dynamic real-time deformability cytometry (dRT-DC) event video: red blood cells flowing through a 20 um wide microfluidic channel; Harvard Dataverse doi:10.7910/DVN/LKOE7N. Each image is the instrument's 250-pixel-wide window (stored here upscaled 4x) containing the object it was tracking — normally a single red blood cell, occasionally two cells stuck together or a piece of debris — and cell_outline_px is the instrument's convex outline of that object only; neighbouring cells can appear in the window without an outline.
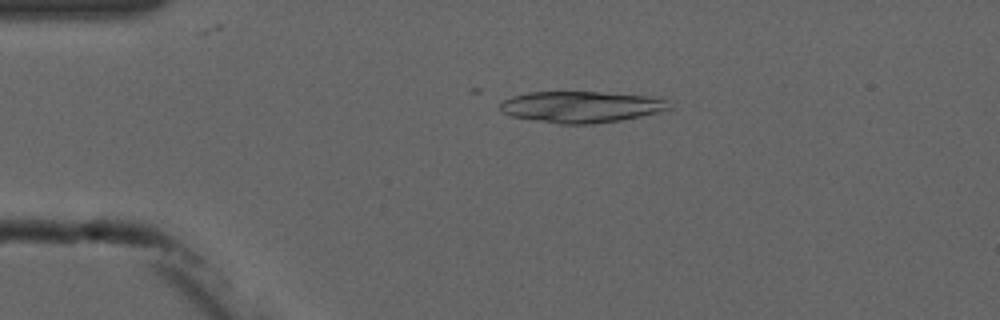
{"species": "common noctule bat (a hibernating species)", "species_latin": "Nyctalus noctula", "temperature_condition": "cold", "stored_images_in_passage": 5, "camera_frame_rate_fps": 3000, "um_per_image_px": 0.085, "animal": {"sex": "male", "forearm_length_mm": 52.5}, "frame": {"image": 1, "passage_image": 3, "time_ms": 2.333, "image_size_px": [1000, 320], "cell_outline_px": [[672, 108], [640, 116], [620, 120], [592, 124], [560, 124], [512, 116], [500, 112], [500, 104], [504, 100], [512, 96], [528, 92], [600, 92], [660, 96], [668, 100]], "centroid_in_image_um": [49.44, 9.07], "position_along_channel_um": 35.6, "area_um2": 31.04}}